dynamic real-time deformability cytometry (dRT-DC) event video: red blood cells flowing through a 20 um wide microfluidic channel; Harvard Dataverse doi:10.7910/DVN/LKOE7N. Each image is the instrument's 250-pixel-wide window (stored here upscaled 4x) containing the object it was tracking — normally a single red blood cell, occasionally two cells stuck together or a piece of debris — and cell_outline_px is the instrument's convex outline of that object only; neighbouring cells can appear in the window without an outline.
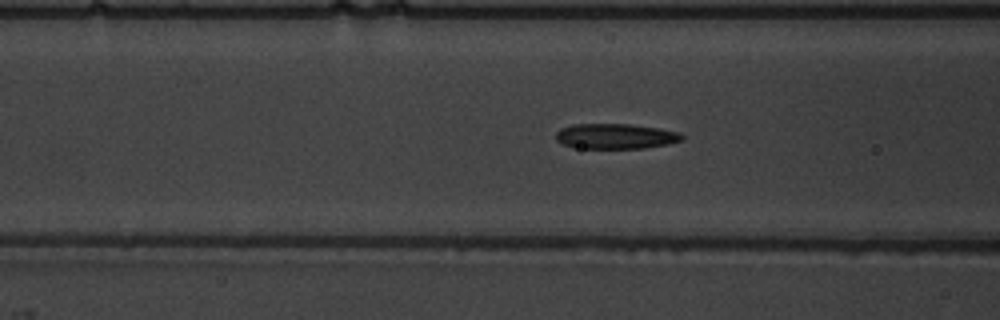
{"species": "common noctule bat (a hibernating species)", "species_latin": "Nyctalus noctula", "temperature_condition": "warm", "stored_images_in_passage": 46, "camera_frame_rate_fps": 3000, "um_per_image_px": 0.085, "animal": {"sex": "male", "body_mass_g": 19.5, "forearm_length_mm": 54.6}, "frame": {"image": 1, "passage_image": 14, "time_ms": 4.333, "image_size_px": [1000, 320], "cell_outline_px": [[684, 140], [668, 144], [644, 148], [572, 148], [556, 140], [556, 132], [560, 128], [572, 124], [628, 124], [660, 128], [680, 132], [684, 136]], "centroid_in_image_um": [52.33, 11.58], "position_along_channel_um": 114.3, "area_um2": 18.73}}
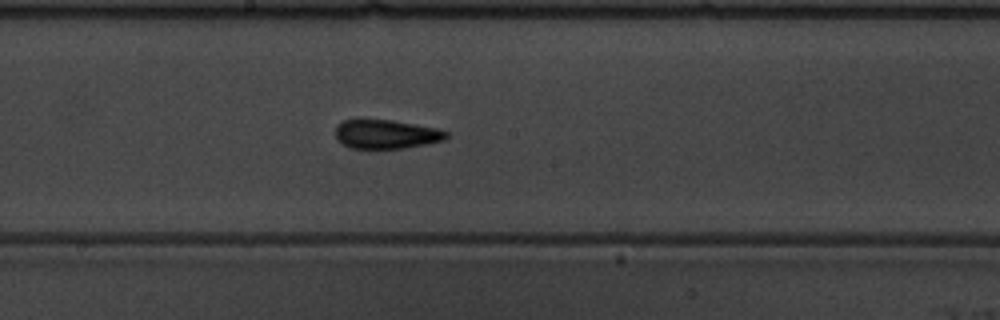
{"frame": {"image": 2, "passage_image": 22, "time_ms": 7.0, "image_size_px": [1000, 320], "cell_outline_px": [[448, 136], [444, 140], [428, 144], [404, 148], [352, 148], [344, 144], [336, 136], [336, 124], [344, 120], [392, 120], [436, 128], [448, 132]], "centroid_in_image_um": [32.85, 11.4], "position_along_channel_um": 215.3, "area_um2": 18.5}}
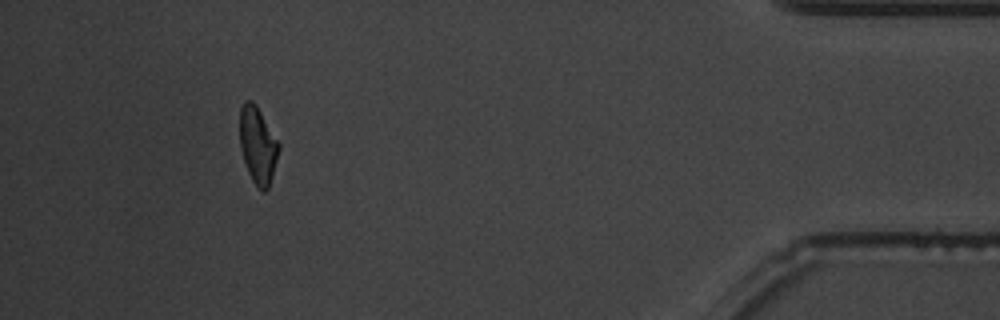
{"frame": {"image": 3, "passage_image": 42, "time_ms": 13.667, "image_size_px": [1000, 320], "cell_outline_px": [[280, 148], [268, 188], [264, 192], [260, 192], [252, 180], [248, 172], [240, 148], [240, 108], [244, 100], [252, 100], [256, 104], [280, 144]], "centroid_in_image_um": [21.9, 12.33], "position_along_channel_um": 413.3, "area_um2": 17.46}, "authors_computed_cell_mechanics": {"area_um2": 18.4093, "velocity_mm_per_s": 3.7926, "shape_relaxation_time_tau1_ms": 4.6796, "shape_relaxation_time_tau2_ms": 1.8281, "deformation_change_tau1": 0.1817, "deformation_change_tau2": 0.0808}}